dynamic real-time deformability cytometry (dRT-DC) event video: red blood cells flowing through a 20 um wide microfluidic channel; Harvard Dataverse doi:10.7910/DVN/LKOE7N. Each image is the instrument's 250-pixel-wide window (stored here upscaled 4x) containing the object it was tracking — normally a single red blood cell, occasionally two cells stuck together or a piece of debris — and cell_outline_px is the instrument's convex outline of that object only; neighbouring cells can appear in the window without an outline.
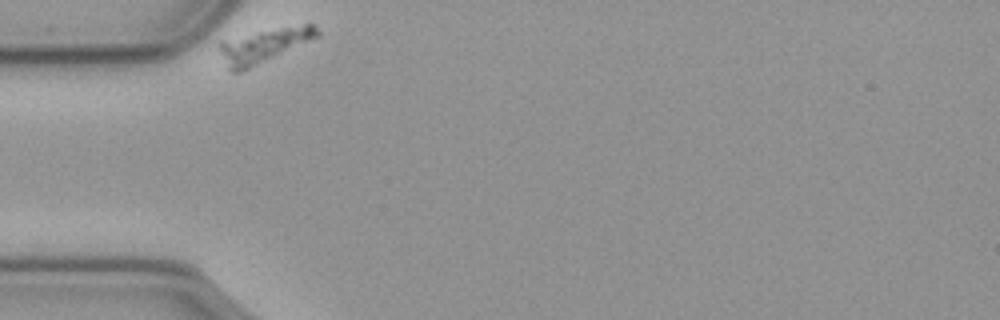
{"species": "common noctule bat (a hibernating species)", "species_latin": "Nyctalus noctula", "temperature_condition": "cold", "stored_images_in_passage": 39, "camera_frame_rate_fps": 3000, "um_per_image_px": 0.085, "animal": {"sex": "male", "body_mass_g": 23.1, "forearm_length_mm": 52.7}, "frame": {"image": 1, "passage_image": 1, "time_ms": 0.0, "image_size_px": [1000, 320], "cell_outline_px": [[320, 36], [240, 72], [232, 72], [228, 68], [216, 44], [216, 40], [304, 24], [312, 24], [320, 32]], "centroid_in_image_um": [22.37, 3.87], "position_along_channel_um": 62.6, "area_um2": 18.9}}
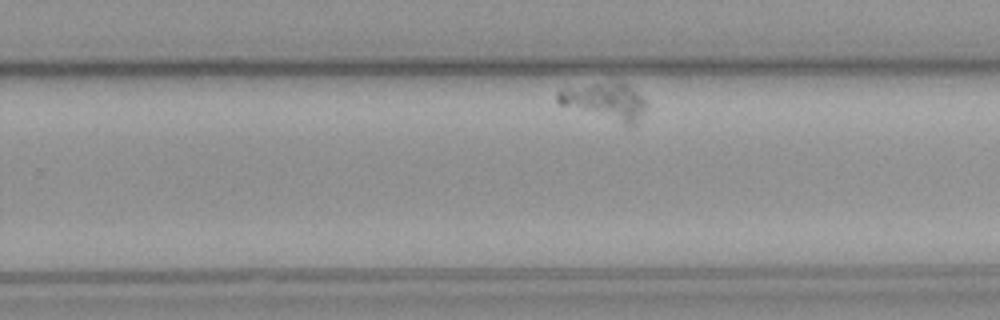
{"frame": {"image": 2, "passage_image": 28, "time_ms": 9.0, "image_size_px": [1000, 320], "cell_outline_px": [[648, 104], [636, 124], [624, 124], [560, 104], [556, 100], [556, 92], [568, 88], [592, 84], [620, 80], [628, 84]], "centroid_in_image_um": [51.47, 8.59], "position_along_channel_um": 278.3, "area_um2": 18.67}}
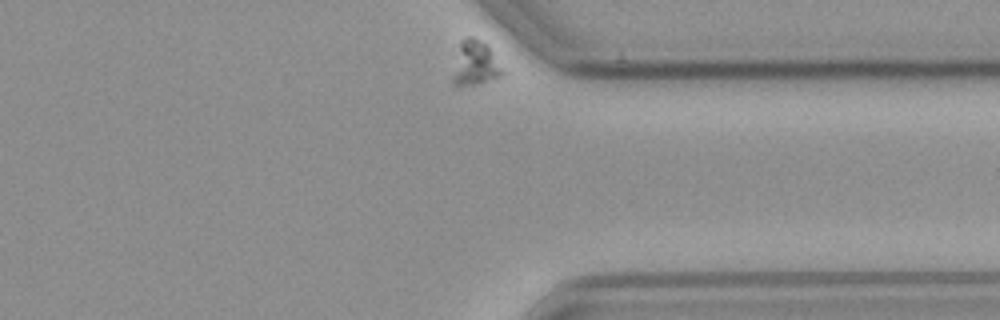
{"frame": {"image": 3, "passage_image": 39, "time_ms": 12.667, "image_size_px": [1000, 320], "cell_outline_px": [[504, 72], [500, 76], [480, 84], [452, 84], [452, 76], [460, 40], [464, 36], [472, 36], [488, 44]], "centroid_in_image_um": [40.38, 5.34], "position_along_channel_um": 371.0, "area_um2": 12.83}}